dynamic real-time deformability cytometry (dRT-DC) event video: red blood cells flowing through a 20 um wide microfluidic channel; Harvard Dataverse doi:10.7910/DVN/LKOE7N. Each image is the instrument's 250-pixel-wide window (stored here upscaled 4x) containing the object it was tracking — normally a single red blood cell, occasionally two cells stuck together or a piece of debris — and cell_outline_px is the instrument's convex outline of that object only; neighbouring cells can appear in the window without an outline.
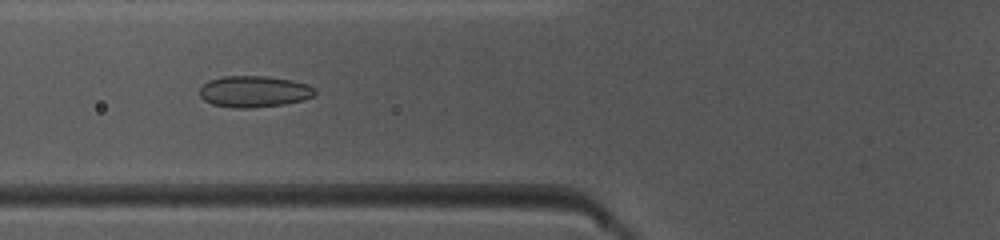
{"species": "common noctule bat (a hibernating species)", "species_latin": "Nyctalus noctula", "temperature_condition": "warm", "stored_images_in_passage": 48, "camera_frame_rate_fps": 3000, "um_per_image_px": 0.085, "animal": {"sex": "female", "body_mass_g": 10.0, "forearm_length_mm": 53.1}, "frame": {"image": 1, "passage_image": 18, "time_ms": 5.667, "image_size_px": [1000, 240], "cell_outline_px": [[316, 92], [312, 96], [304, 100], [284, 104], [252, 108], [232, 108], [212, 104], [204, 100], [200, 96], [200, 88], [208, 80], [224, 76], [268, 76], [292, 80], [308, 84], [316, 88]], "centroid_in_image_um": [21.61, 7.78], "position_along_channel_um": 104.2, "area_um2": 21.27}}
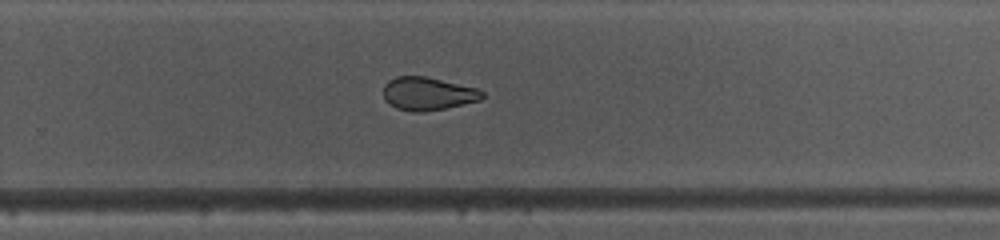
{"frame": {"image": 2, "passage_image": 32, "time_ms": 10.333, "image_size_px": [1000, 240], "cell_outline_px": [[484, 96], [480, 100], [444, 108], [424, 112], [412, 112], [396, 108], [384, 100], [384, 84], [388, 80], [396, 76], [424, 76], [476, 88], [484, 92]], "centroid_in_image_um": [36.33, 7.96], "position_along_channel_um": 293.5, "area_um2": 18.96}}
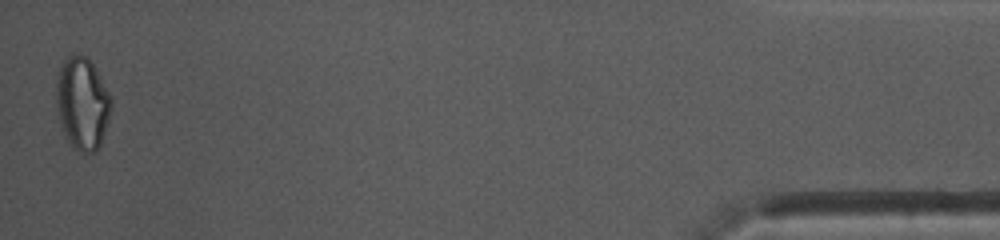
{"frame": {"image": 3, "passage_image": 48, "time_ms": 15.667, "image_size_px": [1000, 240], "cell_outline_px": [[112, 108], [100, 144], [96, 152], [80, 152], [72, 148], [64, 132], [60, 120], [56, 100], [56, 80], [60, 68], [64, 60], [68, 56], [76, 52], [88, 56], [96, 68], [112, 96]], "centroid_in_image_um": [7.02, 8.74], "position_along_channel_um": 428.2, "area_um2": 29.82}, "authors_computed_cell_mechanics": {"area_um2": 21.5016, "velocity_mm_per_s": 4.0452, "shape_relaxation_time_tau1_ms": null, "shape_relaxation_time_tau2_ms": 1.481, "deformation_change_tau1": null, "deformation_change_tau2": 0.0622}}